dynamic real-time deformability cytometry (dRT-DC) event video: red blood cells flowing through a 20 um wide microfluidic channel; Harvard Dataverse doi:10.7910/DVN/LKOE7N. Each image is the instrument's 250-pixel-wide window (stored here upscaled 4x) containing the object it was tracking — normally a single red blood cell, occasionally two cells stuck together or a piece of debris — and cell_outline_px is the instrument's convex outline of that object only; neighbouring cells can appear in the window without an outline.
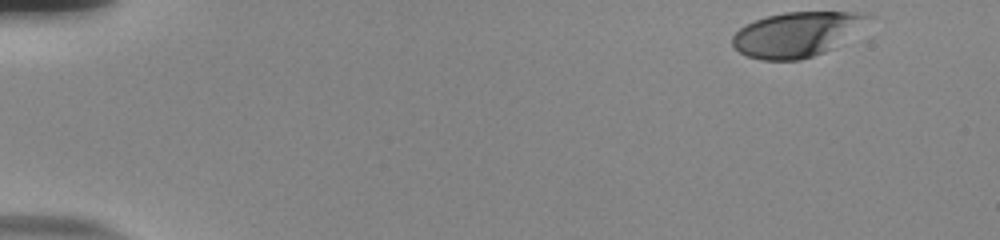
{"species": "human", "species_latin": "Homo sapiens", "temperature_condition": "room temperature", "stored_images_in_passage": 44, "camera_frame_rate_fps": 3000, "um_per_image_px": 0.085, "donor": {"sex": "male"}, "frame": {"image": 1, "passage_image": 1, "time_ms": 0.0, "image_size_px": [1000, 240], "cell_outline_px": [[872, 16], [824, 52], [800, 60], [764, 60], [748, 56], [740, 52], [732, 44], [732, 36], [740, 28], [756, 20], [768, 16], [784, 12], [868, 12]], "centroid_in_image_um": [67.62, 2.91], "position_along_channel_um": 17.4, "area_um2": 34.22}}
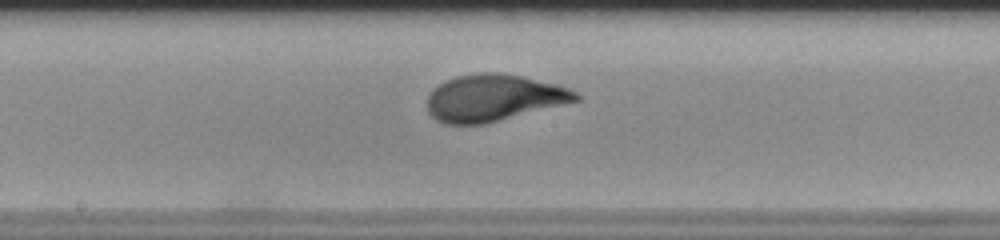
{"frame": {"image": 2, "passage_image": 27, "time_ms": 8.667, "image_size_px": [1000, 240], "cell_outline_px": [[580, 100], [484, 124], [448, 124], [436, 120], [428, 112], [428, 96], [440, 84], [456, 76], [476, 72], [504, 72], [556, 84], [568, 88], [576, 92], [580, 96]], "centroid_in_image_um": [41.97, 8.31], "position_along_channel_um": 206.2, "area_um2": 40.23}}
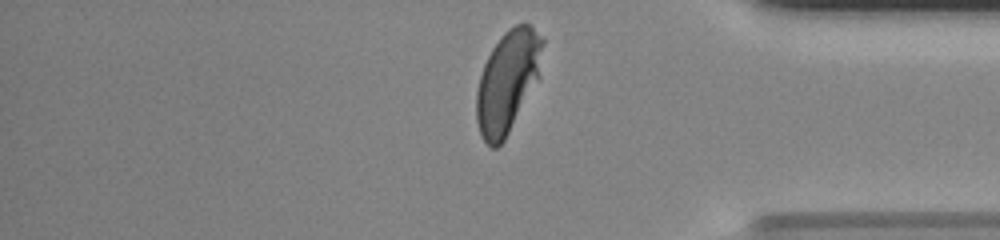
{"frame": {"image": 3, "passage_image": 43, "time_ms": 14.0, "image_size_px": [1000, 240], "cell_outline_px": [[544, 44], [536, 76], [504, 140], [496, 148], [492, 148], [484, 140], [480, 132], [476, 120], [476, 92], [480, 76], [484, 64], [492, 48], [500, 36], [508, 28], [516, 24], [528, 24], [544, 36]], "centroid_in_image_um": [43.09, 6.87], "position_along_channel_um": 392.1, "area_um2": 37.92}, "authors_computed_cell_mechanics": {"area_um2": 39.1595, "velocity_mm_per_s": 3.7514, "shape_relaxation_time_tau1_ms": 3.6336, "shape_relaxation_time_tau2_ms": null, "deformation_change_tau1": 0.2223, "deformation_change_tau2": null}}